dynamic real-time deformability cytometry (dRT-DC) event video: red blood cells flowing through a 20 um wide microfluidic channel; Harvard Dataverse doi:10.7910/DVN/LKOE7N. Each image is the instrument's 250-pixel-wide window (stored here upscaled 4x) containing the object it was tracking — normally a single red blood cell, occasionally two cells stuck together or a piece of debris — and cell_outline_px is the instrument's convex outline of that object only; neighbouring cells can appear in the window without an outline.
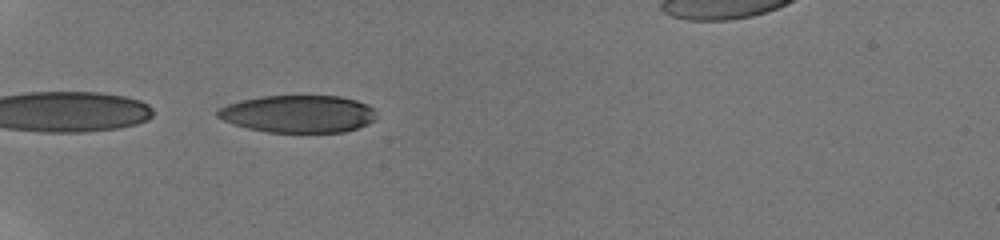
{"species": "human", "species_latin": "Homo sapiens", "temperature_condition": "room temperature", "stored_images_in_passage": 36, "camera_frame_rate_fps": 3000, "um_per_image_px": 0.085, "donor": {"sex": "male"}, "frame": {"image": 1, "passage_image": 1, "time_ms": 0.0, "image_size_px": [1000, 240], "cell_outline_px": [[376, 120], [368, 124], [344, 132], [268, 132], [248, 128], [224, 120], [216, 116], [216, 112], [220, 108], [228, 104], [240, 100], [260, 96], [340, 96], [356, 100], [368, 104], [376, 108]], "centroid_in_image_um": [25.4, 9.67], "position_along_channel_um": 59.6, "area_um2": 34.74}}
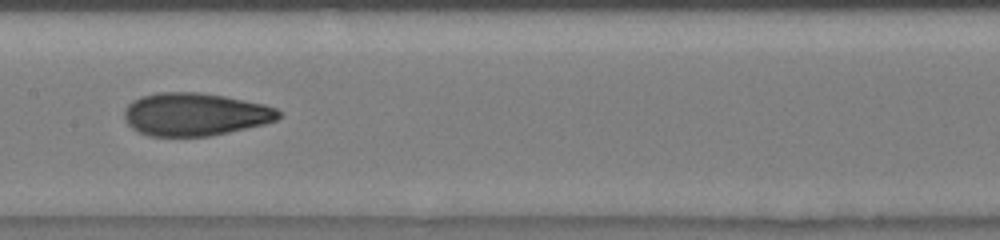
{"frame": {"image": 2, "passage_image": 13, "time_ms": 4.0, "image_size_px": [1000, 240], "cell_outline_px": [[280, 116], [276, 120], [264, 124], [228, 132], [208, 136], [148, 136], [132, 128], [124, 120], [124, 108], [132, 100], [140, 96], [156, 92], [196, 92], [224, 96], [264, 104], [276, 108], [280, 112]], "centroid_in_image_um": [16.53, 9.71], "position_along_channel_um": 190.9, "area_um2": 38.61}}
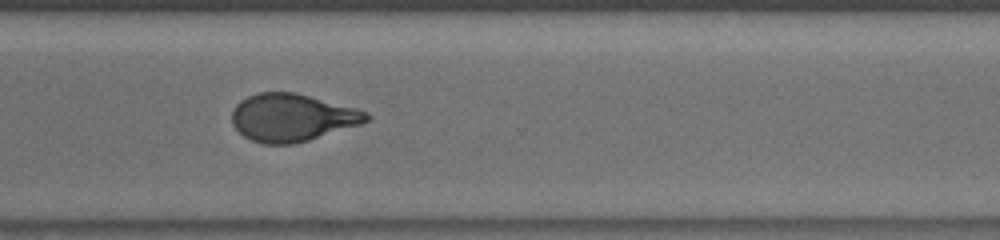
{"frame": {"image": 3, "passage_image": 25, "time_ms": 8.0, "image_size_px": [1000, 240], "cell_outline_px": [[372, 116], [368, 120], [360, 124], [308, 140], [292, 144], [264, 144], [252, 140], [244, 136], [232, 124], [232, 112], [236, 104], [240, 100], [256, 92], [296, 92], [368, 112]], "centroid_in_image_um": [24.8, 9.98], "position_along_channel_um": 345.8, "area_um2": 37.05}, "authors_computed_cell_mechanics": {"area_um2": 37.8012, "velocity_mm_per_s": 3.8924, "shape_relaxation_time_tau1_ms": 4.1434, "shape_relaxation_time_tau2_ms": 1.4831, "deformation_change_tau1": 0.1795, "deformation_change_tau2": 0.0733}}